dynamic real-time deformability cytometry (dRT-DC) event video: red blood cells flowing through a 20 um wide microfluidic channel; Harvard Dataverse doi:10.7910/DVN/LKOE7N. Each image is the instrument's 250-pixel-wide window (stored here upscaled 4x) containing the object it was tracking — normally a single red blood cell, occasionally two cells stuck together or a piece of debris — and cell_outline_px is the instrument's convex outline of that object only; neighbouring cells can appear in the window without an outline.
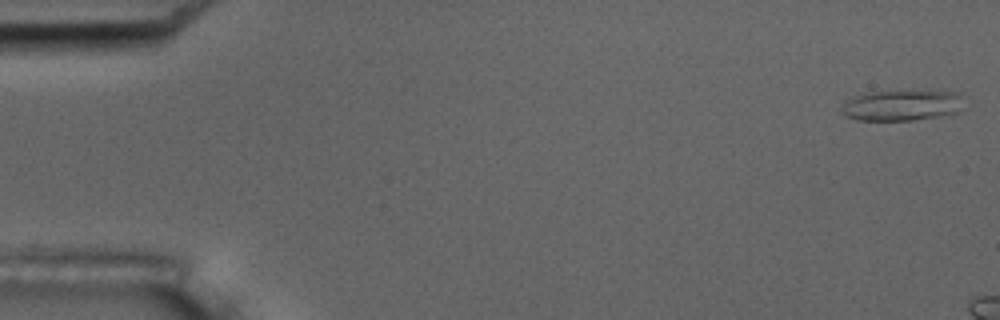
{"species": "common noctule bat (a hibernating species)", "species_latin": "Nyctalus noctula", "temperature_condition": "room temperature", "stored_images_in_passage": 8, "camera_frame_rate_fps": 3000, "um_per_image_px": 0.085, "animal": {"sex": "male", "body_mass_g": 17.5, "forearm_length_mm": 52.3}, "frame": {"image": 1, "passage_image": 2, "time_ms": 0.333, "image_size_px": [1000, 320], "cell_outline_px": [[968, 108], [956, 112], [940, 116], [912, 120], [856, 120], [844, 116], [840, 108], [844, 100], [864, 92], [960, 92]], "centroid_in_image_um": [76.67, 8.97], "position_along_channel_um": 8.3, "area_um2": 22.14}}